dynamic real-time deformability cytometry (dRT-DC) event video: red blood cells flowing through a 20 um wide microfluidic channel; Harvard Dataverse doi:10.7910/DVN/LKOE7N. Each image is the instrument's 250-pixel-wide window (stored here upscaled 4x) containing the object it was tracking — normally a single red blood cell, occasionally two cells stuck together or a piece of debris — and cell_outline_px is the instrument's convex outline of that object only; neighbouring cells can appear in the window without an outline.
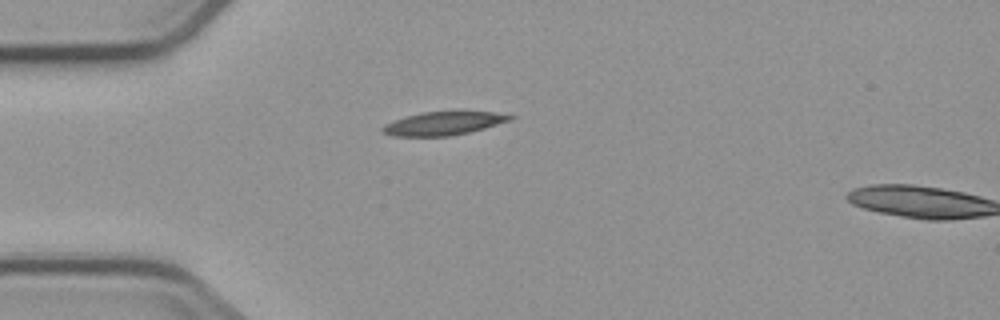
{"species": "common noctule bat (a hibernating species)", "species_latin": "Nyctalus noctula", "temperature_condition": "cold", "stored_images_in_passage": 2, "camera_frame_rate_fps": 3000, "um_per_image_px": 0.085, "animal": {"sex": "male", "body_mass_g": 23.1, "forearm_length_mm": 52.7}, "frame": {"image": 1, "passage_image": 2, "time_ms": 1.333, "image_size_px": [1000, 320], "cell_outline_px": [[516, 116], [512, 120], [484, 128], [468, 132], [448, 136], [392, 136], [380, 132], [380, 128], [384, 124], [404, 116], [420, 112], [492, 112]], "centroid_in_image_um": [37.62, 10.49], "position_along_channel_um": 47.4, "area_um2": 17.34}}